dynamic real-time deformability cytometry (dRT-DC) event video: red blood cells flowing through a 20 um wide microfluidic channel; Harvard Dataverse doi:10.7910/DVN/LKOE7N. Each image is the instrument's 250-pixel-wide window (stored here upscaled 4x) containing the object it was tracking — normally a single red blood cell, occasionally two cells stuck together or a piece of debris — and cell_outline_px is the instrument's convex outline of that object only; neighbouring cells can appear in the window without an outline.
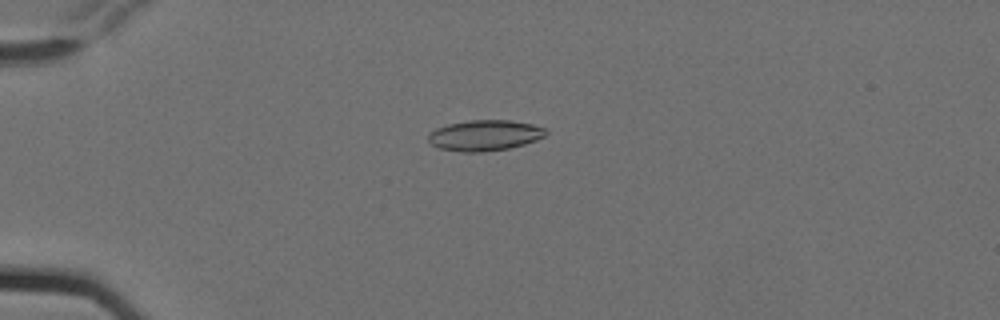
{"species": "Egyptian fruit bat (a non-hibernating species)", "species_latin": "Rousettus aegyptiacus", "temperature_condition": "cold", "stored_images_in_passage": 5, "camera_frame_rate_fps": 3000, "um_per_image_px": 0.085, "animal": {"sex": "female"}, "frame": {"image": 1, "passage_image": 5, "time_ms": 1.333, "image_size_px": [1000, 320], "cell_outline_px": [[548, 132], [544, 136], [536, 140], [524, 144], [508, 148], [480, 152], [464, 152], [440, 148], [432, 144], [428, 140], [428, 136], [436, 128], [448, 124], [472, 120], [512, 120], [532, 124], [544, 128]], "centroid_in_image_um": [41.22, 11.5], "position_along_channel_um": 43.8, "area_um2": 20.81}}